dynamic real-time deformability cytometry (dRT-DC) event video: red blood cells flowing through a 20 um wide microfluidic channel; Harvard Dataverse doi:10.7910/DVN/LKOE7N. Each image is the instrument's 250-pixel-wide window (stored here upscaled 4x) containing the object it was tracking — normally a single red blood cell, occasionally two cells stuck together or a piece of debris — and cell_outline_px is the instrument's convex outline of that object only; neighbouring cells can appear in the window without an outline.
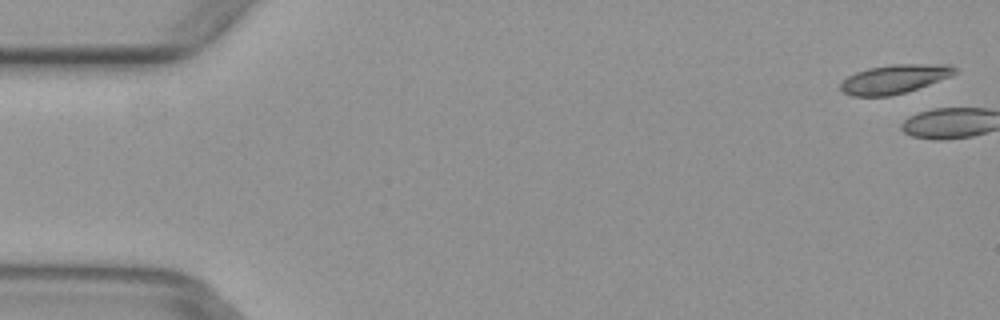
{"species": "common noctule bat (a hibernating species)", "species_latin": "Nyctalus noctula", "temperature_condition": "warm", "stored_images_in_passage": 5, "camera_frame_rate_fps": 3000, "um_per_image_px": 0.085, "animal": {"sex": "female", "body_mass_g": 29.2, "forearm_length_mm": 56.3}, "frame": {"image": 1, "passage_image": 1, "time_ms": 0.0, "image_size_px": [1000, 320], "cell_outline_px": [[956, 72], [952, 76], [904, 92], [888, 96], [852, 96], [844, 92], [840, 88], [840, 84], [848, 76], [856, 72], [868, 68], [892, 64], [948, 64], [956, 68]], "centroid_in_image_um": [76.02, 6.7], "position_along_channel_um": 9.0, "area_um2": 19.02}}